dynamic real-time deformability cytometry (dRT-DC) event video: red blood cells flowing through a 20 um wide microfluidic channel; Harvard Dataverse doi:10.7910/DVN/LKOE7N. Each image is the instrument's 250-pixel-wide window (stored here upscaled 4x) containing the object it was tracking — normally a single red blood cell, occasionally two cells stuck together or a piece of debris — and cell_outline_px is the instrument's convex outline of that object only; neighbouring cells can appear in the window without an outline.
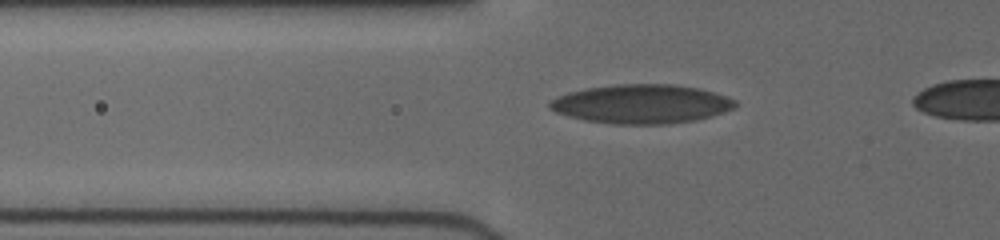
{"species": "human", "species_latin": "Homo sapiens", "temperature_condition": "cold", "stored_images_in_passage": 5, "segment_of_instrument_passage": [1, 2], "camera_frame_rate_fps": 3000, "um_per_image_px": 0.085, "donor": {"sex": "female"}, "frame": {"image": 1, "passage_image": 3, "time_ms": 1.0, "image_size_px": [1000, 240], "cell_outline_px": [[736, 108], [712, 116], [696, 120], [668, 124], [612, 124], [584, 120], [568, 116], [556, 112], [548, 108], [548, 104], [556, 96], [568, 92], [588, 88], [616, 84], [672, 84], [700, 88], [736, 100]], "centroid_in_image_um": [54.52, 8.84], "position_along_channel_um": 71.3, "area_um2": 42.31}}